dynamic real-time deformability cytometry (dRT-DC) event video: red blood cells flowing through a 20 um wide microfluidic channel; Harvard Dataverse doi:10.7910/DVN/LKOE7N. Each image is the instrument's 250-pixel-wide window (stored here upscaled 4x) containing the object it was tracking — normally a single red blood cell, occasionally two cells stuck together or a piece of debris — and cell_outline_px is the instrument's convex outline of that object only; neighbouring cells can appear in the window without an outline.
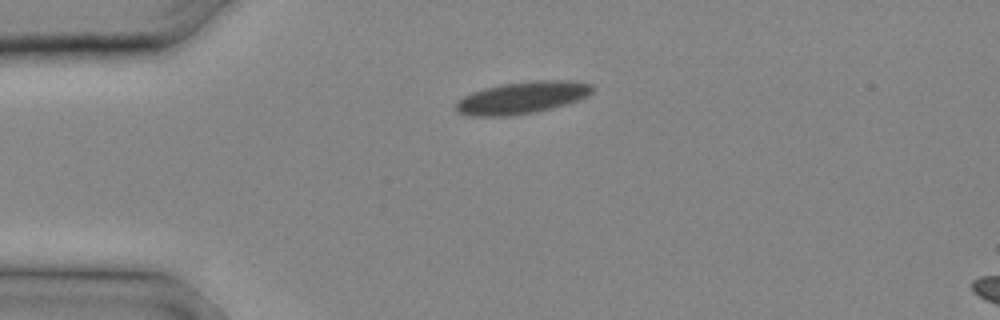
{"species": "common noctule bat (a hibernating species)", "species_latin": "Nyctalus noctula", "temperature_condition": "cold", "stored_images_in_passage": 6, "camera_frame_rate_fps": 3000, "um_per_image_px": 0.085, "animal": {"sex": "male", "body_mass_g": 20.4}, "frame": {"image": 1, "passage_image": 1, "time_ms": 0.0, "image_size_px": [1000, 320], "cell_outline_px": [[588, 88], [580, 96], [556, 104], [540, 108], [520, 112], [464, 112], [460, 108], [460, 104], [464, 100], [480, 92], [496, 88], [520, 84], [580, 84]], "centroid_in_image_um": [44.31, 8.3], "position_along_channel_um": 40.7, "area_um2": 18.55}}